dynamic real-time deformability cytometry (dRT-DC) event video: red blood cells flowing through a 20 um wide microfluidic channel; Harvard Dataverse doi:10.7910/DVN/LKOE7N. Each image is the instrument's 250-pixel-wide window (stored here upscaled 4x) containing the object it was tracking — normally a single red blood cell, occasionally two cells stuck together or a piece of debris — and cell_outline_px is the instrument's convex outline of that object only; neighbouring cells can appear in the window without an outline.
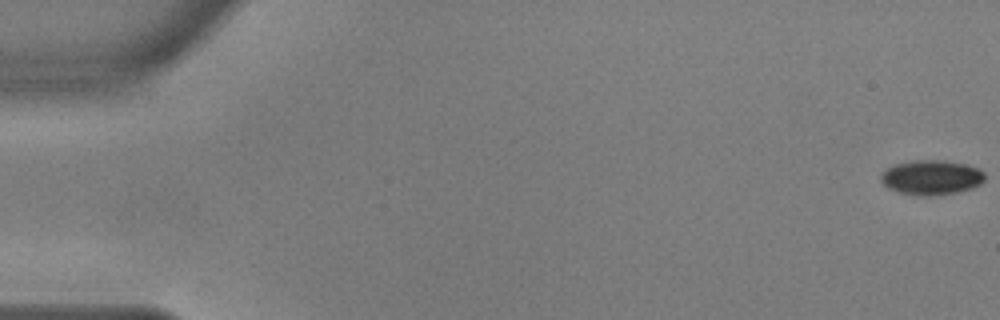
{"species": "common noctule bat (a hibernating species)", "species_latin": "Nyctalus noctula", "temperature_condition": "warm", "stored_images_in_passage": 17, "camera_frame_rate_fps": 3000, "um_per_image_px": 0.085, "animal": {"sex": "male", "body_mass_g": 17.9, "forearm_length_mm": 54.2}, "frame": {"image": 1, "passage_image": 1, "time_ms": 0.0, "image_size_px": [1000, 320], "cell_outline_px": [[984, 180], [980, 184], [972, 188], [956, 192], [928, 196], [916, 196], [900, 192], [888, 188], [880, 180], [880, 176], [888, 168], [896, 164], [912, 160], [944, 160], [964, 164], [976, 168], [984, 172]], "centroid_in_image_um": [79.16, 15.08], "position_along_channel_um": 5.8, "area_um2": 20.87}}
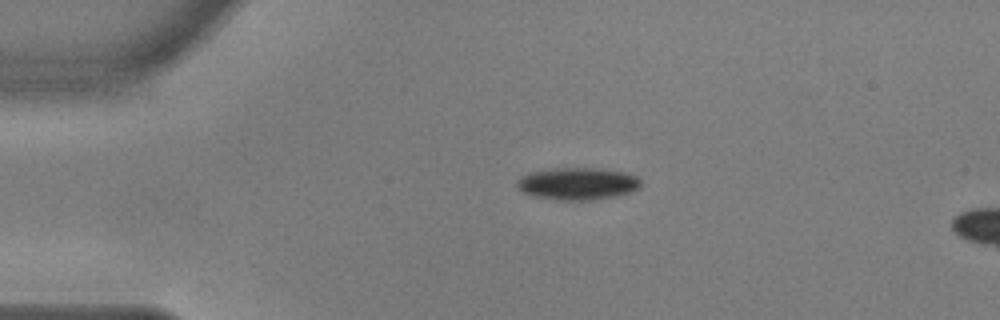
{"frame": {"image": 2, "passage_image": 13, "time_ms": 4.0, "image_size_px": [1000, 320], "cell_outline_px": [[640, 188], [616, 196], [596, 200], [556, 200], [532, 196], [520, 192], [516, 188], [516, 180], [520, 176], [528, 172], [556, 168], [600, 168], [628, 172], [636, 176], [640, 180]], "centroid_in_image_um": [49.05, 15.61], "position_along_channel_um": 36.0, "area_um2": 23.76}}